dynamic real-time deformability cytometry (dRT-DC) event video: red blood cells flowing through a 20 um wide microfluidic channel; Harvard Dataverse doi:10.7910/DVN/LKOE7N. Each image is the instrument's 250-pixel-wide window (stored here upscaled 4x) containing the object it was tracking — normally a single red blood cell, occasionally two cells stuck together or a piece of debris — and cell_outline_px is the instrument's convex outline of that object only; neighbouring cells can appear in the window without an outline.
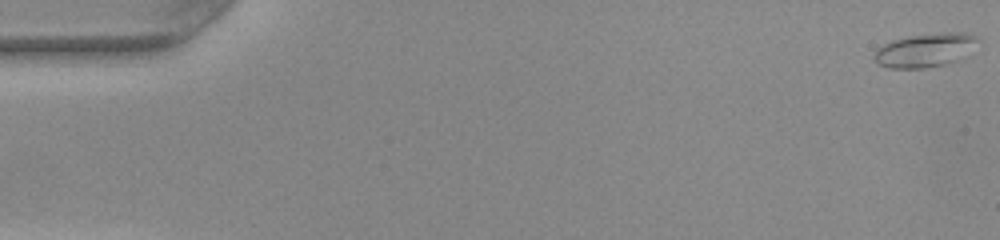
{"species": "common noctule bat (a hibernating species)", "species_latin": "Nyctalus noctula", "temperature_condition": "warm", "stored_images_in_passage": 49, "camera_frame_rate_fps": 3000, "um_per_image_px": 0.085, "animal": {"sex": "female", "body_mass_g": 22.0, "forearm_length_mm": 56.7}, "frame": {"image": 1, "passage_image": 1, "time_ms": 0.0, "image_size_px": [1000, 240], "cell_outline_px": [[980, 40], [964, 56], [956, 60], [944, 64], [924, 68], [888, 68], [876, 64], [872, 56], [876, 48], [892, 40], [908, 36], [940, 32], [964, 32], [980, 36]], "centroid_in_image_um": [78.61, 4.25], "position_along_channel_um": 6.4, "area_um2": 20.63}}
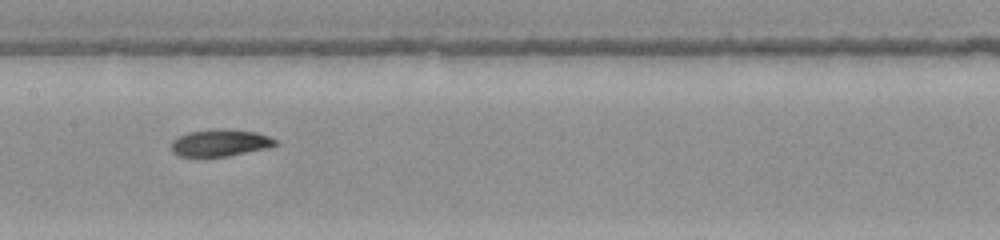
{"frame": {"image": 2, "passage_image": 26, "time_ms": 8.333, "image_size_px": [1000, 240], "cell_outline_px": [[280, 144], [268, 148], [228, 156], [180, 156], [172, 152], [172, 140], [176, 136], [188, 132], [216, 128], [224, 128], [256, 132], [280, 140]], "centroid_in_image_um": [18.75, 12.12], "position_along_channel_um": 188.6, "area_um2": 16.65}}
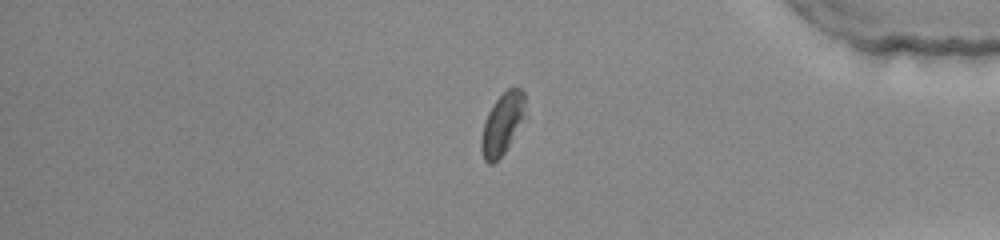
{"frame": {"image": 3, "passage_image": 43, "time_ms": 14.0, "image_size_px": [1000, 240], "cell_outline_px": [[528, 116], [504, 152], [492, 164], [488, 164], [484, 160], [480, 148], [480, 140], [484, 124], [488, 112], [492, 104], [508, 88], [520, 88], [524, 92]], "centroid_in_image_um": [42.74, 10.51], "position_along_channel_um": 392.5, "area_um2": 16.13}}